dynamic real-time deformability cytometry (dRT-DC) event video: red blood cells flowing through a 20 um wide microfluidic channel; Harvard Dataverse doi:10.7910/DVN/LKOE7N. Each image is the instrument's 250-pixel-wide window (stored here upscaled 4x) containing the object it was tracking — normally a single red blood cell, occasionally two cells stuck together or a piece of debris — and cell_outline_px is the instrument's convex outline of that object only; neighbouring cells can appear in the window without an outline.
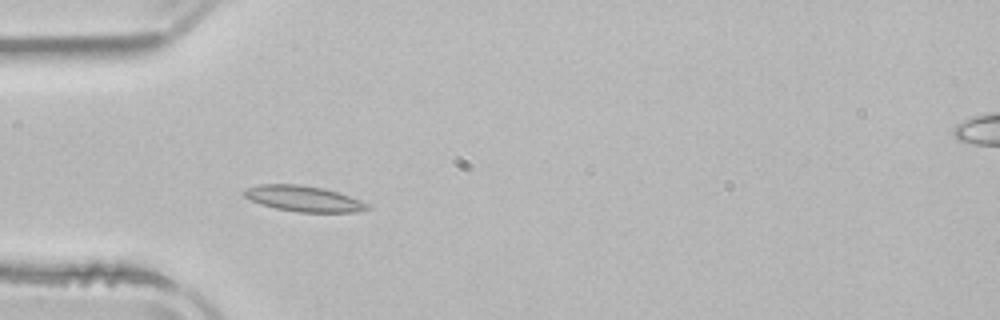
{"species": "common noctule bat (a hibernating species)", "species_latin": "Nyctalus noctula", "temperature_condition": "room temperature", "stored_images_in_passage": 5, "camera_frame_rate_fps": 3000, "um_per_image_px": 0.085, "animal": {"sex": "male", "body_mass_g": 21.5, "forearm_length_mm": 52.0}, "frame": {"image": 1, "passage_image": 5, "time_ms": 5.333, "image_size_px": [1000, 320], "cell_outline_px": [[372, 208], [356, 212], [300, 212], [276, 208], [260, 204], [244, 196], [244, 192], [248, 188], [260, 184], [296, 184], [324, 188], [372, 204]], "centroid_in_image_um": [25.86, 16.89], "position_along_channel_um": 59.1, "area_um2": 18.32}}